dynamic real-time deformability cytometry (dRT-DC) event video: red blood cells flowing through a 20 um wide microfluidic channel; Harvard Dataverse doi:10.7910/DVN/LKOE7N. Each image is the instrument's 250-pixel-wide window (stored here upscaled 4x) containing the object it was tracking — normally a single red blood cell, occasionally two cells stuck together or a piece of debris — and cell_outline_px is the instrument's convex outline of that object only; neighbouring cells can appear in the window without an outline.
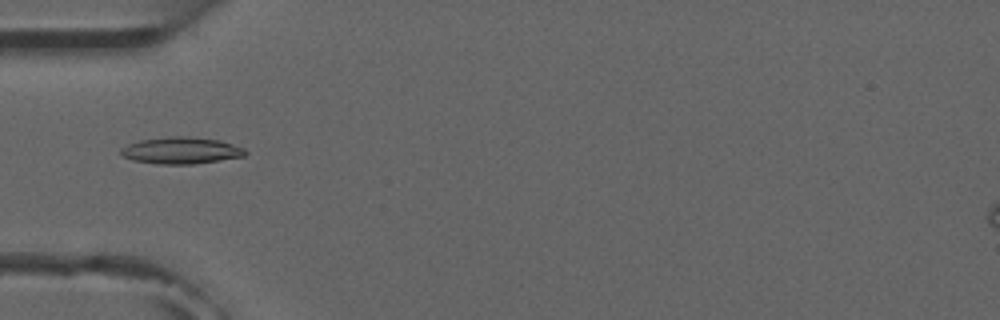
{"species": "common noctule bat (a hibernating species)", "species_latin": "Nyctalus noctula", "temperature_condition": "room temperature", "stored_images_in_passage": 5, "camera_frame_rate_fps": 3000, "um_per_image_px": 0.085, "animal": {"sex": "male", "forearm_length_mm": 52.5}, "frame": {"image": 1, "passage_image": 5, "time_ms": 5.333, "image_size_px": [1000, 320], "cell_outline_px": [[248, 152], [244, 156], [220, 160], [192, 164], [156, 164], [132, 160], [120, 156], [120, 148], [128, 144], [140, 140], [168, 136], [188, 136], [220, 140], [244, 148]], "centroid_in_image_um": [15.36, 12.79], "position_along_channel_um": 69.6, "area_um2": 19.54}}